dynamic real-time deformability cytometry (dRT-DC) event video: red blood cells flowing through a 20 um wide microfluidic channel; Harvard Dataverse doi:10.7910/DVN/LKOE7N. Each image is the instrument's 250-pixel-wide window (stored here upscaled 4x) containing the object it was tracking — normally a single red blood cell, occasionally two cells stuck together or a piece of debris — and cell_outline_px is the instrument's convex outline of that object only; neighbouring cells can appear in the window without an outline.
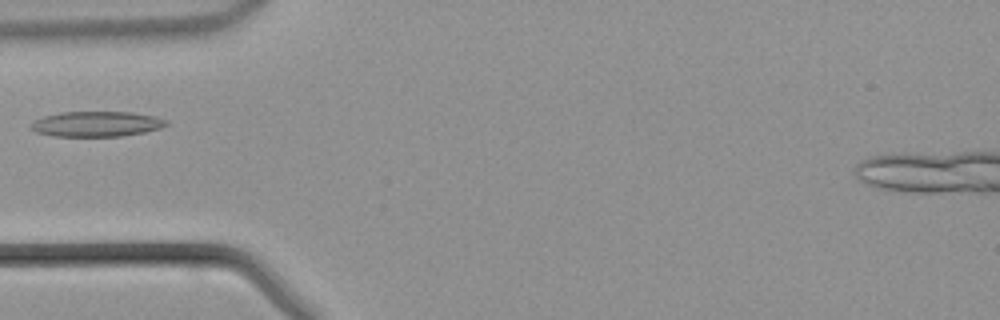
{"species": "common noctule bat (a hibernating species)", "species_latin": "Nyctalus noctula", "temperature_condition": "warm", "stored_images_in_passage": 31, "camera_frame_rate_fps": 3000, "um_per_image_px": 0.085, "animal": {"sex": "male", "body_mass_g": 21.5, "forearm_length_mm": 52.0}, "frame": {"image": 1, "passage_image": 1, "time_ms": 0.0, "image_size_px": [1000, 320], "cell_outline_px": [[168, 124], [160, 128], [144, 132], [120, 136], [52, 136], [36, 132], [28, 124], [44, 116], [60, 112], [132, 112], [156, 116], [168, 120]], "centroid_in_image_um": [8.22, 10.53], "position_along_channel_um": 76.8, "area_um2": 19.94}}
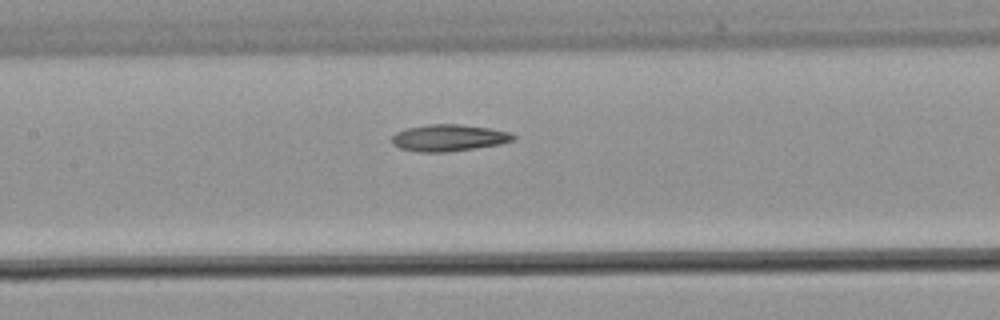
{"frame": {"image": 2, "passage_image": 7, "time_ms": 2.0, "image_size_px": [1000, 320], "cell_outline_px": [[516, 140], [500, 144], [448, 152], [416, 152], [400, 148], [392, 144], [392, 136], [396, 132], [408, 128], [428, 124], [460, 124], [488, 128], [508, 132], [516, 136]], "centroid_in_image_um": [38.13, 11.72], "position_along_channel_um": 169.3, "area_um2": 18.9}}
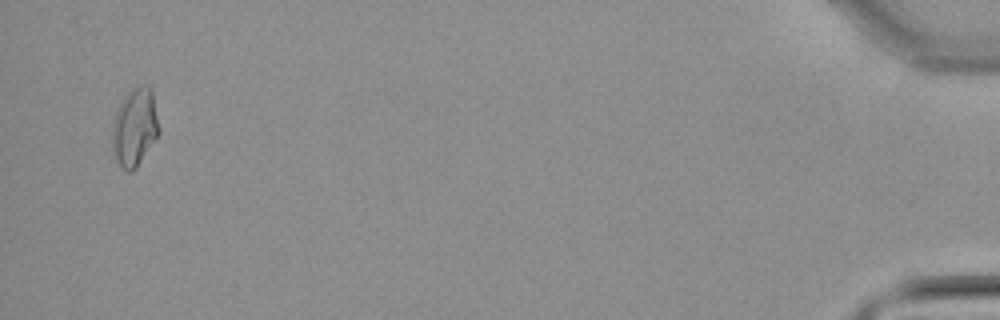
{"frame": {"image": 3, "passage_image": 30, "time_ms": 9.667, "image_size_px": [1000, 320], "cell_outline_px": [[160, 132], [136, 168], [132, 172], [128, 172], [116, 160], [112, 144], [112, 124], [116, 112], [124, 96], [132, 88], [144, 84], [148, 84], [152, 88]], "centroid_in_image_um": [11.46, 10.78], "position_along_channel_um": 423.7, "area_um2": 21.21}}